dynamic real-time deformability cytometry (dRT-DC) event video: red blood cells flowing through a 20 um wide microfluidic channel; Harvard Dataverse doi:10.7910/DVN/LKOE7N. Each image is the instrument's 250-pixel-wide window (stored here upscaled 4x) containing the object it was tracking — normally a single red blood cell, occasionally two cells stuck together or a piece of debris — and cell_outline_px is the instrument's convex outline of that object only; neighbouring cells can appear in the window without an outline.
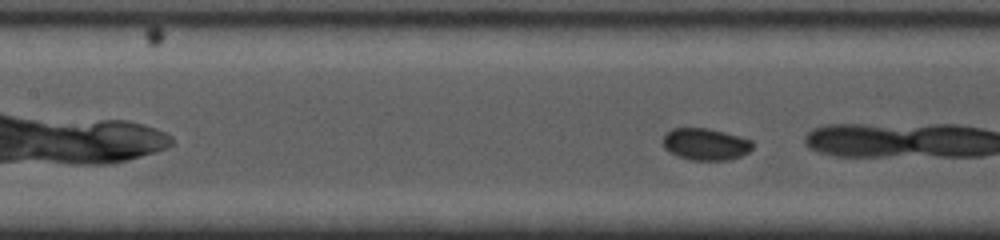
{"species": "common noctule bat (a hibernating species)", "species_latin": "Nyctalus noctula", "temperature_condition": "cold", "stored_images_in_passage": 8, "camera_frame_rate_fps": 5000, "um_per_image_px": 0.085, "animal": {"sex": "female", "body_mass_g": 19.0, "forearm_length_mm": 53.3}, "frame": {"image": 1, "passage_image": 8, "time_ms": 7.2, "image_size_px": [1000, 240], "cell_outline_px": [[752, 148], [748, 152], [740, 156], [728, 160], [688, 160], [664, 148], [664, 136], [672, 128], [708, 128], [740, 136], [752, 140]], "centroid_in_image_um": [60.0, 12.25], "position_along_channel_um": 147.4, "area_um2": 16.47}}